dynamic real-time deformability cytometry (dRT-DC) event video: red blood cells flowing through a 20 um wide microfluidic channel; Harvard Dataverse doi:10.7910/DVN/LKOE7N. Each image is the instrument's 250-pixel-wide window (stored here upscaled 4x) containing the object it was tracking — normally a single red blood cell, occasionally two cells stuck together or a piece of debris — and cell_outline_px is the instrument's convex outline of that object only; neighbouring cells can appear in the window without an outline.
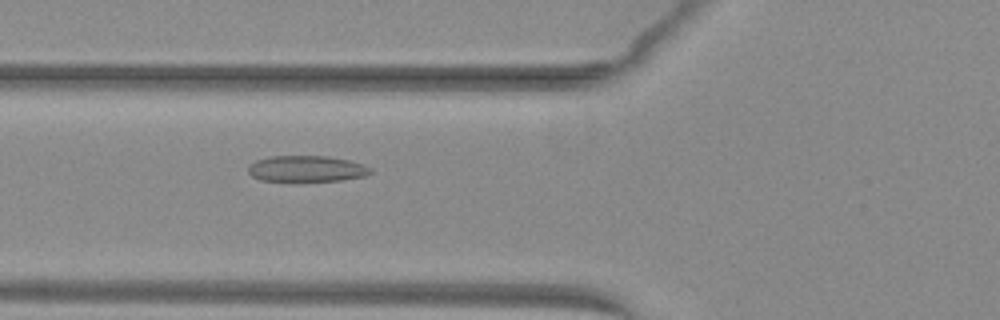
{"species": "common noctule bat (a hibernating species)", "species_latin": "Nyctalus noctula", "temperature_condition": "warm", "stored_images_in_passage": 45, "camera_frame_rate_fps": 3000, "um_per_image_px": 0.085, "animal": {"sex": "female", "body_mass_g": 29.2, "forearm_length_mm": 56.3}, "frame": {"image": 1, "passage_image": 14, "time_ms": 4.333, "image_size_px": [1000, 320], "cell_outline_px": [[372, 172], [364, 176], [344, 180], [300, 184], [296, 184], [260, 180], [252, 176], [248, 172], [248, 164], [256, 160], [268, 156], [328, 156], [348, 160], [364, 164], [372, 168]], "centroid_in_image_um": [26.03, 14.39], "position_along_channel_um": 99.8, "area_um2": 19.77}}
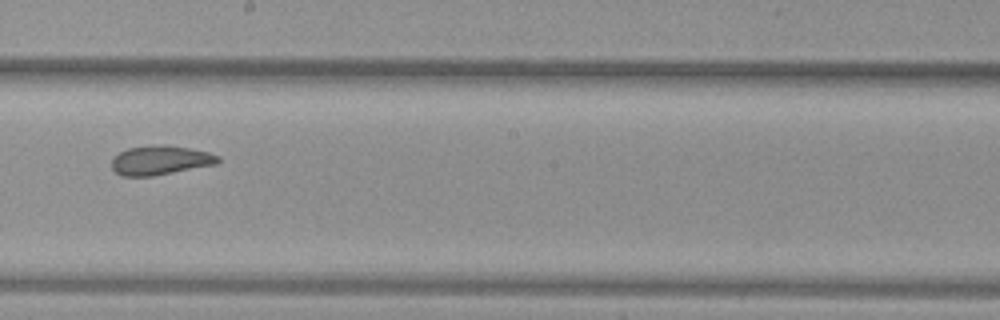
{"frame": {"image": 2, "passage_image": 24, "time_ms": 7.667, "image_size_px": [1000, 320], "cell_outline_px": [[220, 160], [216, 164], [152, 176], [120, 176], [112, 168], [112, 156], [128, 148], [160, 144], [188, 148], [208, 152], [220, 156]], "centroid_in_image_um": [13.6, 13.62], "position_along_channel_um": 234.6, "area_um2": 18.03}}
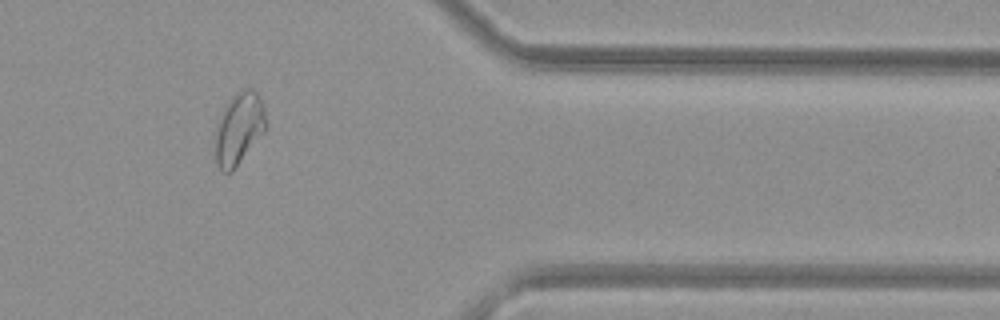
{"frame": {"image": 3, "passage_image": 37, "time_ms": 12.0, "image_size_px": [1000, 320], "cell_outline_px": [[268, 128], [232, 172], [220, 172], [216, 164], [216, 124], [224, 104], [236, 92], [244, 88], [252, 88], [260, 96], [264, 108]], "centroid_in_image_um": [20.32, 10.91], "position_along_channel_um": 391.1, "area_um2": 21.73}, "authors_computed_cell_mechanics": {"area_um2": 20.519, "velocity_mm_per_s": 4.0364, "shape_relaxation_time_tau1_ms": null, "shape_relaxation_time_tau2_ms": 1.0706, "deformation_change_tau1": null, "deformation_change_tau2": 0.0666}}